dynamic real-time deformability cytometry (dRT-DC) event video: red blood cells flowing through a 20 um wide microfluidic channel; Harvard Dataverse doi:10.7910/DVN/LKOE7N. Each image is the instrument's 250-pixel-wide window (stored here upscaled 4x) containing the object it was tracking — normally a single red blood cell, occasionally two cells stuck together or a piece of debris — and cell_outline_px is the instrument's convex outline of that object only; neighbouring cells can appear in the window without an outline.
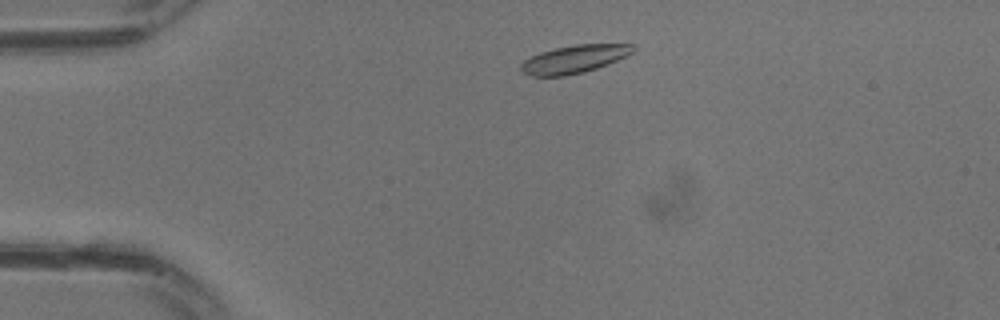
{"species": "common noctule bat (a hibernating species)", "species_latin": "Nyctalus noctula", "temperature_condition": "warm", "stored_images_in_passage": 26, "camera_frame_rate_fps": 3000, "um_per_image_px": 0.085, "animal": {"sex": "male", "body_mass_g": 13.3}, "frame": {"image": 1, "passage_image": 1, "time_ms": 0.0, "image_size_px": [1000, 320], "cell_outline_px": [[632, 52], [628, 56], [608, 64], [584, 72], [564, 76], [532, 76], [524, 72], [520, 68], [520, 64], [524, 60], [540, 52], [556, 48], [576, 44], [632, 44]], "centroid_in_image_um": [48.8, 5.03], "position_along_channel_um": 36.2, "area_um2": 18.09}}
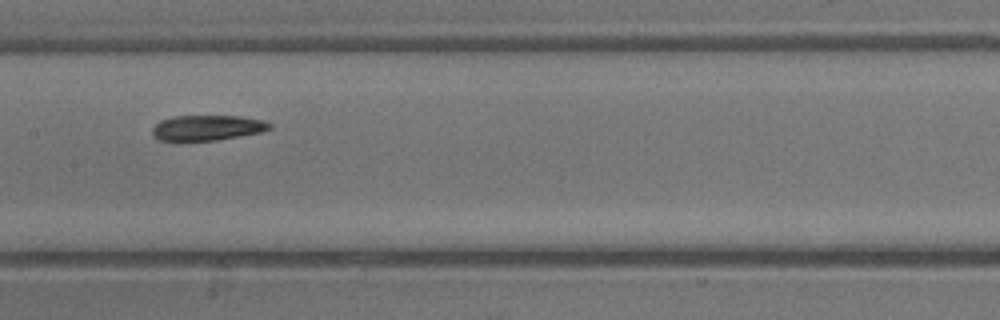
{"frame": {"image": 2, "passage_image": 10, "time_ms": 3.0, "image_size_px": [1000, 320], "cell_outline_px": [[272, 128], [260, 132], [240, 136], [216, 140], [160, 140], [152, 136], [152, 128], [160, 120], [176, 116], [236, 116], [264, 120], [272, 124]], "centroid_in_image_um": [17.62, 10.85], "position_along_channel_um": 189.8, "area_um2": 17.17}}
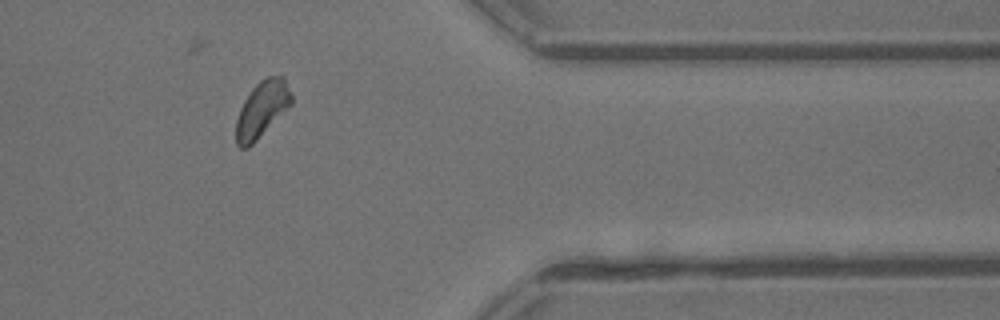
{"frame": {"image": 3, "passage_image": 20, "time_ms": 6.333, "image_size_px": [1000, 320], "cell_outline_px": [[292, 104], [248, 148], [240, 148], [236, 144], [236, 120], [240, 108], [244, 100], [252, 88], [260, 80], [268, 76], [280, 76], [284, 80], [292, 96]], "centroid_in_image_um": [22.24, 9.3], "position_along_channel_um": 389.2, "area_um2": 17.8}}